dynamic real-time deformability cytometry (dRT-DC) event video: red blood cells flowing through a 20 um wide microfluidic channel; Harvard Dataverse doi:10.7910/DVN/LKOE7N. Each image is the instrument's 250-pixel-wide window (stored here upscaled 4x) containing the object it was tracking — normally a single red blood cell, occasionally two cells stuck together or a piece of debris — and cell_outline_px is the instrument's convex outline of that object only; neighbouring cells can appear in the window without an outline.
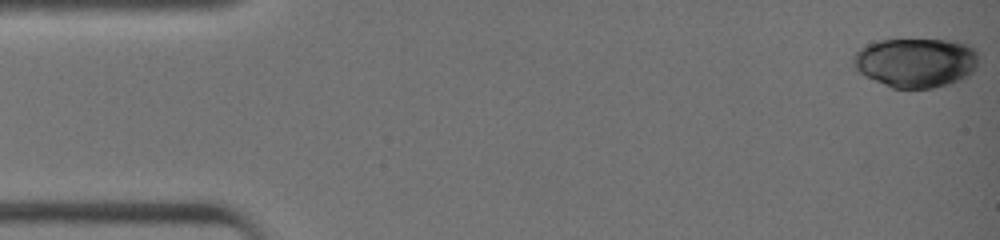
{"species": "common noctule bat (a hibernating species)", "species_latin": "Nyctalus noctula", "temperature_condition": "warm", "stored_images_in_passage": 26, "camera_frame_rate_fps": 3000, "um_per_image_px": 0.085, "animal": {"sex": "female", "body_mass_g": 19.0, "forearm_length_mm": 51.5}, "frame": {"image": 1, "passage_image": 1, "time_ms": 0.0, "image_size_px": [1000, 240], "cell_outline_px": [[980, 56], [976, 68], [968, 76], [960, 80], [948, 84], [932, 88], [892, 88], [864, 76], [856, 72], [852, 64], [852, 56], [860, 48], [868, 44], [880, 40], [956, 40], [968, 44], [976, 48]], "centroid_in_image_um": [77.86, 5.31], "position_along_channel_um": 7.1, "area_um2": 36.7}}
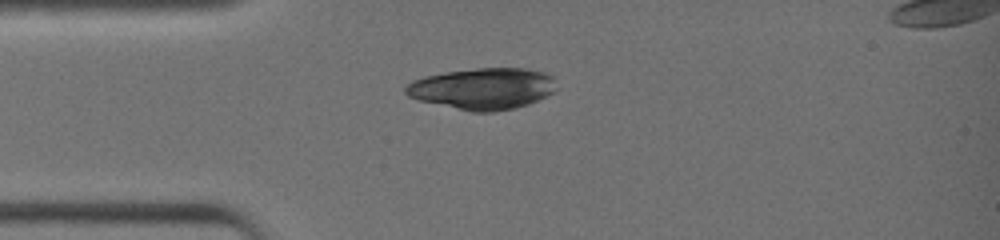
{"frame": {"image": 2, "passage_image": 11, "time_ms": 3.333, "image_size_px": [1000, 240], "cell_outline_px": [[556, 88], [552, 92], [528, 104], [516, 108], [492, 112], [472, 112], [420, 100], [408, 96], [404, 92], [404, 88], [412, 80], [424, 76], [444, 72], [476, 68], [524, 68], [544, 72], [552, 76]], "centroid_in_image_um": [41.01, 7.53], "position_along_channel_um": 44.0, "area_um2": 36.24}}